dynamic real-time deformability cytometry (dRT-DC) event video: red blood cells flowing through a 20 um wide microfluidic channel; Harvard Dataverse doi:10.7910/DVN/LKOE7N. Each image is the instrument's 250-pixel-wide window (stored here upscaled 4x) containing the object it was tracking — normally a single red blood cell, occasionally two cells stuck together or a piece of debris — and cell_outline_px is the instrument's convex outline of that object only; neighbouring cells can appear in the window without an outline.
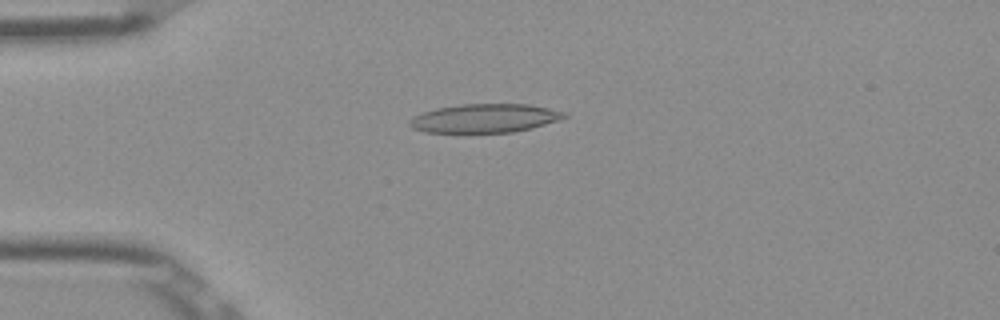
{"species": "Egyptian fruit bat (a non-hibernating species)", "species_latin": "Rousettus aegyptiacus", "temperature_condition": "room temperature", "stored_images_in_passage": 51, "camera_frame_rate_fps": 3000, "um_per_image_px": 0.085, "frame": {"image": 1, "passage_image": 12, "time_ms": 3.667, "image_size_px": [1000, 320], "cell_outline_px": [[568, 116], [560, 120], [532, 128], [512, 132], [424, 132], [412, 128], [408, 124], [408, 120], [412, 116], [436, 108], [460, 104], [528, 104], [568, 112]], "centroid_in_image_um": [41.21, 10.05], "position_along_channel_um": 43.8, "area_um2": 26.01}}
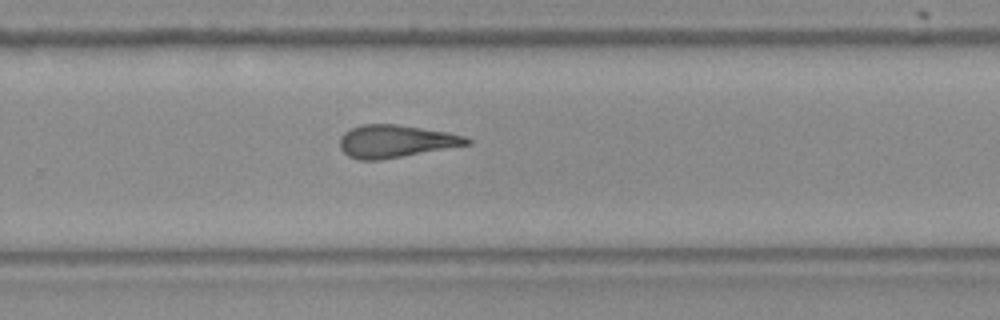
{"frame": {"image": 2, "passage_image": 33, "time_ms": 10.667, "image_size_px": [1000, 320], "cell_outline_px": [[472, 144], [380, 160], [360, 160], [348, 156], [340, 148], [340, 136], [344, 132], [352, 128], [364, 124], [396, 124], [448, 132], [464, 136], [472, 140]], "centroid_in_image_um": [33.64, 12.01], "position_along_channel_um": 296.2, "area_um2": 24.1}}
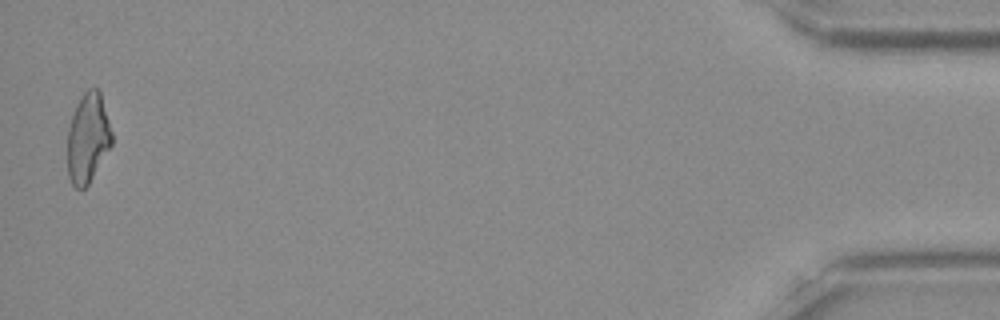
{"frame": {"image": 3, "passage_image": 50, "time_ms": 16.333, "image_size_px": [1000, 320], "cell_outline_px": [[112, 144], [88, 184], [80, 192], [72, 184], [68, 176], [68, 128], [76, 104], [80, 96], [88, 88], [100, 88], [112, 132]], "centroid_in_image_um": [7.47, 11.71], "position_along_channel_um": 427.7, "area_um2": 23.29}, "authors_computed_cell_mechanics": {"area_um2": 24.3916, "velocity_mm_per_s": 3.9096, "shape_relaxation_time_tau1_ms": null, "shape_relaxation_time_tau2_ms": 5.9491, "deformation_change_tau1": null, "deformation_change_tau2": 0.1922}}